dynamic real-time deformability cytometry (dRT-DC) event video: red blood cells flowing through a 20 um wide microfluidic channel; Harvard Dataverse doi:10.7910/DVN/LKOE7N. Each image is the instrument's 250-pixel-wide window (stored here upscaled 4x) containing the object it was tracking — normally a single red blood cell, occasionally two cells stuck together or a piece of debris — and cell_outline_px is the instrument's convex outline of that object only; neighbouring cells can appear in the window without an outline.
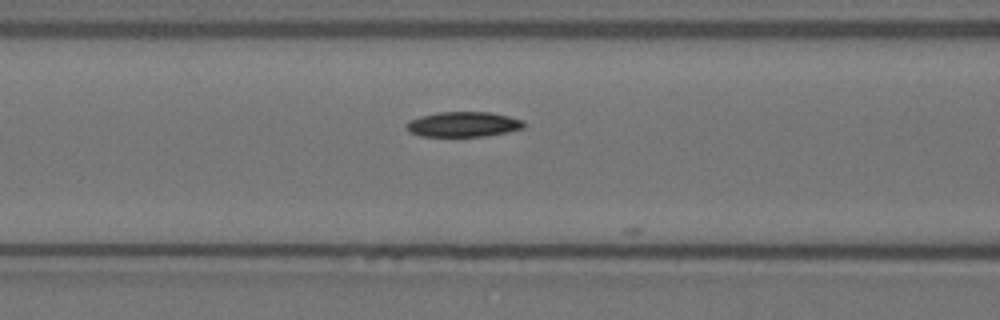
{"species": "Egyptian fruit bat (a non-hibernating species)", "species_latin": "Rousettus aegyptiacus", "temperature_condition": "warm", "stored_images_in_passage": 9, "camera_frame_rate_fps": 3000, "um_per_image_px": 0.085, "animal": {"sex": "female"}, "frame": {"image": 1, "passage_image": 6, "time_ms": 1.667, "image_size_px": [1000, 320], "cell_outline_px": [[524, 128], [508, 132], [484, 136], [420, 136], [408, 132], [404, 128], [404, 124], [408, 120], [420, 116], [436, 112], [488, 112], [508, 116], [524, 120]], "centroid_in_image_um": [39.32, 10.56], "position_along_channel_um": 127.3, "area_um2": 17.4}}